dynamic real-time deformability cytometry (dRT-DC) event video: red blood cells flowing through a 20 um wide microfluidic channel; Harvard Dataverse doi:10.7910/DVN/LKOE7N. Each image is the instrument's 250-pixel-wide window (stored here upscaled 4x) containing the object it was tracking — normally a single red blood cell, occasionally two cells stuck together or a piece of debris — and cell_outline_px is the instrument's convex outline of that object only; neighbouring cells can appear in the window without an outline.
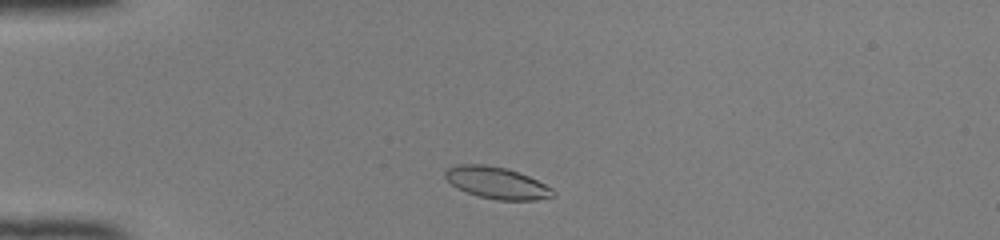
{"species": "common noctule bat (a hibernating species)", "species_latin": "Nyctalus noctula", "temperature_condition": "room temperature", "stored_images_in_passage": 41, "camera_frame_rate_fps": 3000, "um_per_image_px": 0.085, "animal": {"sex": "female", "body_mass_g": 22.0, "forearm_length_mm": 56.7}, "frame": {"image": 1, "passage_image": 4, "time_ms": 1.0, "image_size_px": [1000, 240], "cell_outline_px": [[556, 196], [536, 200], [496, 200], [480, 196], [468, 192], [452, 184], [444, 176], [444, 172], [448, 168], [460, 164], [484, 164], [508, 168], [528, 176], [552, 188], [556, 192]], "centroid_in_image_um": [42.27, 15.54], "position_along_channel_um": 42.7, "area_um2": 19.83}}
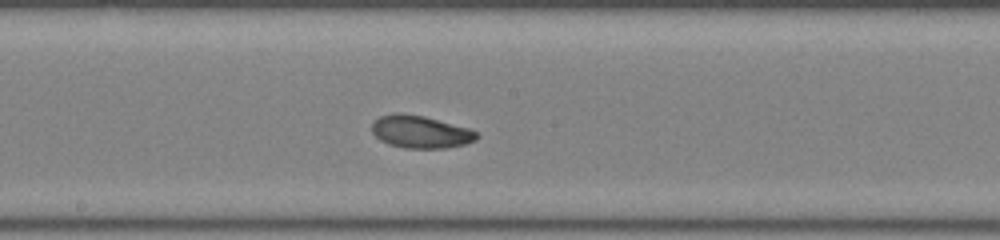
{"frame": {"image": 2, "passage_image": 19, "time_ms": 6.0, "image_size_px": [1000, 240], "cell_outline_px": [[480, 136], [476, 140], [464, 144], [444, 148], [404, 148], [388, 144], [380, 140], [372, 132], [372, 120], [380, 116], [396, 112], [400, 112], [424, 116], [468, 128], [476, 132]], "centroid_in_image_um": [35.71, 11.2], "position_along_channel_um": 212.5, "area_um2": 19.94}}
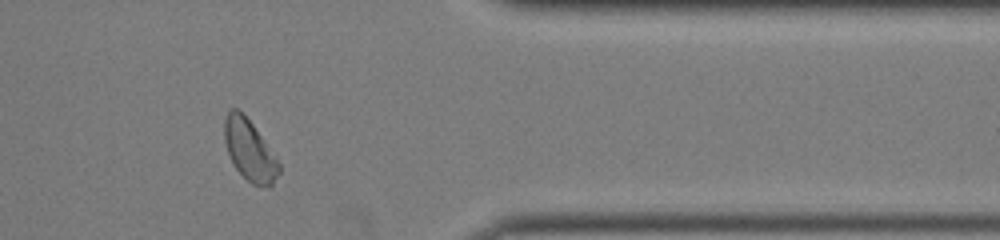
{"frame": {"image": 3, "passage_image": 33, "time_ms": 10.667, "image_size_px": [1000, 240], "cell_outline_px": [[280, 172], [272, 184], [252, 184], [236, 168], [228, 152], [224, 140], [224, 120], [228, 108], [236, 108], [252, 124], [276, 156], [280, 164]], "centroid_in_image_um": [21.2, 12.73], "position_along_channel_um": 390.2, "area_um2": 18.84}, "authors_computed_cell_mechanics": {"area_um2": 19.7098, "velocity_mm_per_s": 4.0704, "shape_relaxation_time_tau1_ms": 2.206, "shape_relaxation_time_tau2_ms": null, "deformation_change_tau1": 0.0967, "deformation_change_tau2": null}}